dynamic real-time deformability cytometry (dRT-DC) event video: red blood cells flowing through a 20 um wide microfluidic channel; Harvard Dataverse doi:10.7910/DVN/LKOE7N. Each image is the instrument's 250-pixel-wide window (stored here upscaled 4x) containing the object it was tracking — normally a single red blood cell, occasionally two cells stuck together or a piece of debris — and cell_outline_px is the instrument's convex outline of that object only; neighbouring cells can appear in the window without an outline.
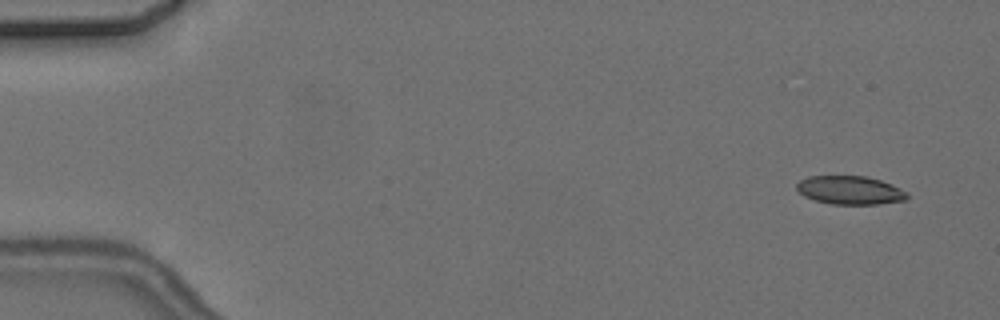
{"species": "common noctule bat (a hibernating species)", "species_latin": "Nyctalus noctula", "temperature_condition": "cold", "stored_images_in_passage": 4, "camera_frame_rate_fps": 3000, "um_per_image_px": 0.085, "animal": {"sex": "female", "body_mass_g": 24.6, "forearm_length_mm": 56.2}, "frame": {"image": 1, "passage_image": 1, "time_ms": 0.0, "image_size_px": [1000, 320], "cell_outline_px": [[908, 200], [880, 204], [832, 204], [816, 200], [804, 196], [796, 188], [796, 184], [800, 180], [808, 176], [864, 176], [880, 180], [892, 184], [908, 192]], "centroid_in_image_um": [72.28, 16.17], "position_along_channel_um": 12.7, "area_um2": 18.38}}
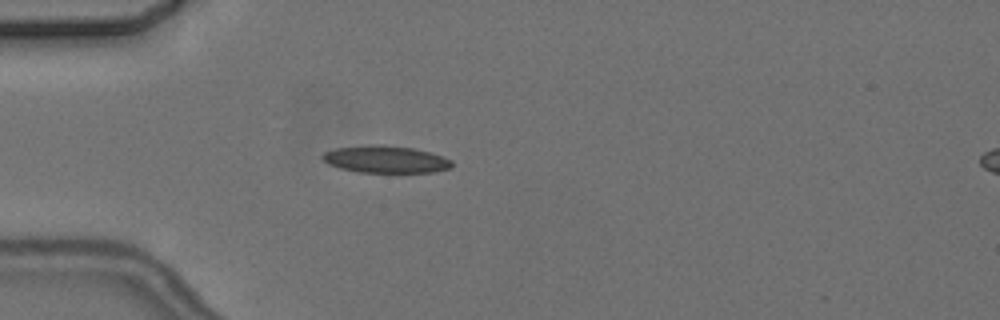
{"frame": {"image": 2, "passage_image": 4, "time_ms": 4.333, "image_size_px": [1000, 320], "cell_outline_px": [[452, 164], [448, 168], [432, 172], [360, 172], [340, 168], [328, 164], [320, 156], [324, 152], [336, 148], [372, 144], [384, 144], [412, 148], [432, 152], [444, 156], [452, 160]], "centroid_in_image_um": [32.77, 13.53], "position_along_channel_um": 52.2, "area_um2": 20.52}}